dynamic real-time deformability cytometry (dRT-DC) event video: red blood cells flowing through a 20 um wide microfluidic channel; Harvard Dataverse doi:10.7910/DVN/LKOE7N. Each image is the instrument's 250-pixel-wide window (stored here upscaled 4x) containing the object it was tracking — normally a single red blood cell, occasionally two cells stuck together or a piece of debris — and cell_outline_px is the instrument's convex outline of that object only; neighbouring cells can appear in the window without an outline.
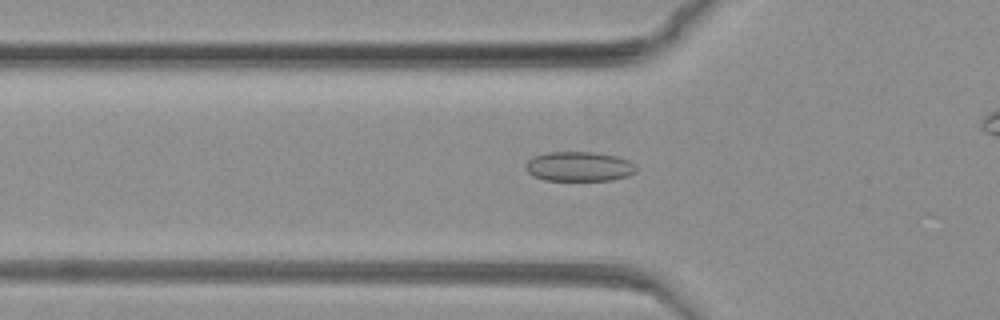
{"species": "common noctule bat (a hibernating species)", "species_latin": "Nyctalus noctula", "temperature_condition": "warm", "stored_images_in_passage": 63, "camera_frame_rate_fps": 3000, "um_per_image_px": 0.085, "animal": {"sex": "female", "body_mass_g": 19.3, "forearm_length_mm": 54.1}, "frame": {"image": 1, "passage_image": 21, "time_ms": 6.667, "image_size_px": [1000, 320], "cell_outline_px": [[636, 172], [628, 176], [612, 180], [544, 180], [532, 176], [524, 168], [524, 164], [532, 156], [548, 152], [596, 152], [616, 156], [628, 160], [636, 164]], "centroid_in_image_um": [49.2, 14.15], "position_along_channel_um": 76.6, "area_um2": 19.36}}
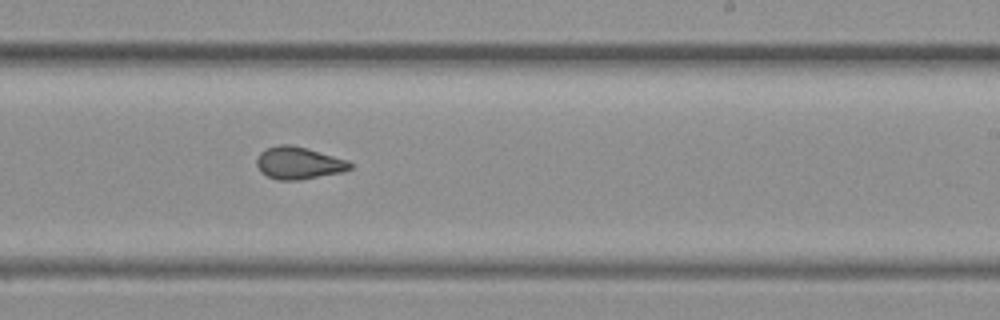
{"frame": {"image": 2, "passage_image": 43, "time_ms": 14.0, "image_size_px": [1000, 320], "cell_outline_px": [[352, 168], [344, 172], [300, 180], [276, 180], [260, 172], [256, 164], [256, 160], [260, 152], [268, 148], [280, 144], [292, 144], [348, 160], [352, 164]], "centroid_in_image_um": [25.39, 13.86], "position_along_channel_um": 263.6, "area_um2": 17.69}}
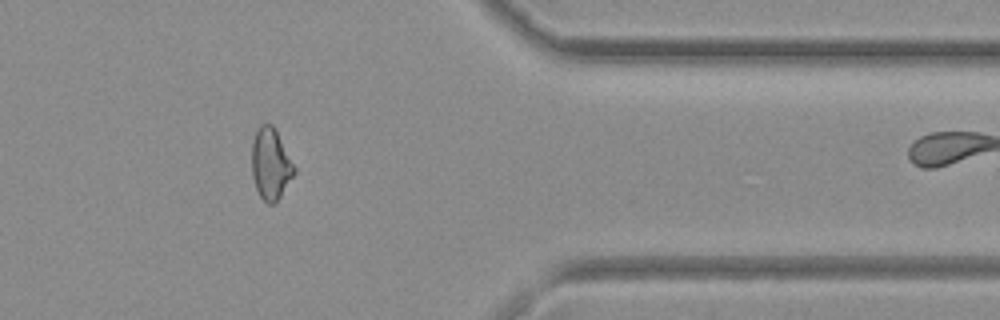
{"frame": {"image": 3, "passage_image": 60, "time_ms": 19.667, "image_size_px": [1000, 320], "cell_outline_px": [[296, 172], [280, 196], [272, 204], [268, 204], [260, 196], [256, 188], [252, 176], [252, 144], [256, 132], [260, 124], [272, 124], [276, 128], [296, 168]], "centroid_in_image_um": [23.02, 13.91], "position_along_channel_um": 388.4, "area_um2": 17.63}}